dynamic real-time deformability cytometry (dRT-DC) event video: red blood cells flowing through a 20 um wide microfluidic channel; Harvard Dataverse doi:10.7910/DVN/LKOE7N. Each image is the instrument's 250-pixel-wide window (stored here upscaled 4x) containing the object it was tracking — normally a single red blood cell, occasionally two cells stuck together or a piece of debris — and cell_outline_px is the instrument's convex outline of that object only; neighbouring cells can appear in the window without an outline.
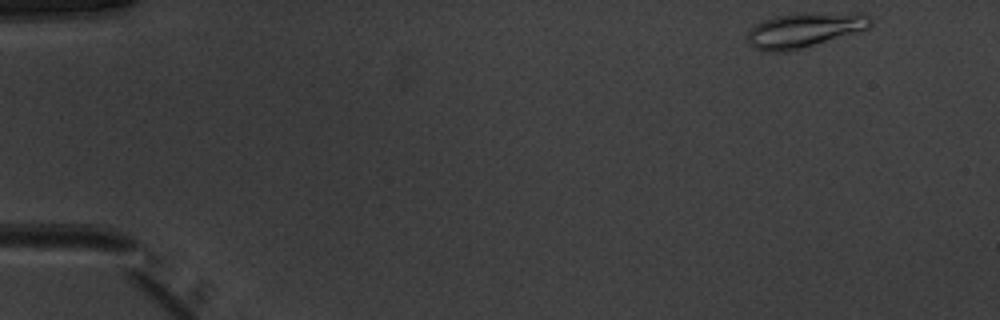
{"species": "common noctule bat (a hibernating species)", "species_latin": "Nyctalus noctula", "temperature_condition": "warm", "stored_images_in_passage": 48, "camera_frame_rate_fps": 3000, "um_per_image_px": 0.085, "animal": {"sex": "male", "body_mass_g": 20.1, "forearm_length_mm": 53.5}, "frame": {"image": 1, "passage_image": 1, "time_ms": 0.0, "image_size_px": [1000, 320], "cell_outline_px": [[872, 24], [868, 28], [860, 32], [788, 52], [768, 52], [752, 48], [748, 44], [748, 32], [756, 24], [772, 16], [868, 16], [872, 20]], "centroid_in_image_um": [68.24, 2.67], "position_along_channel_um": 16.8, "area_um2": 23.41}}
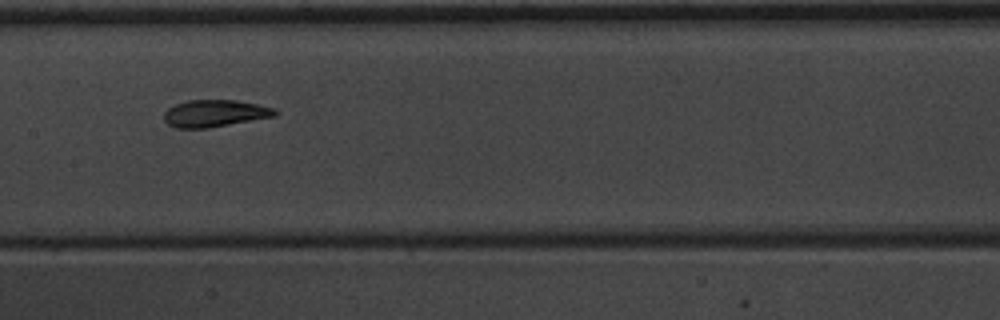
{"frame": {"image": 2, "passage_image": 23, "time_ms": 7.333, "image_size_px": [1000, 320], "cell_outline_px": [[276, 116], [208, 128], [176, 128], [168, 124], [164, 120], [164, 112], [168, 108], [176, 104], [188, 100], [236, 100], [256, 104], [272, 108], [276, 112]], "centroid_in_image_um": [18.21, 9.64], "position_along_channel_um": 189.2, "area_um2": 17.34}}
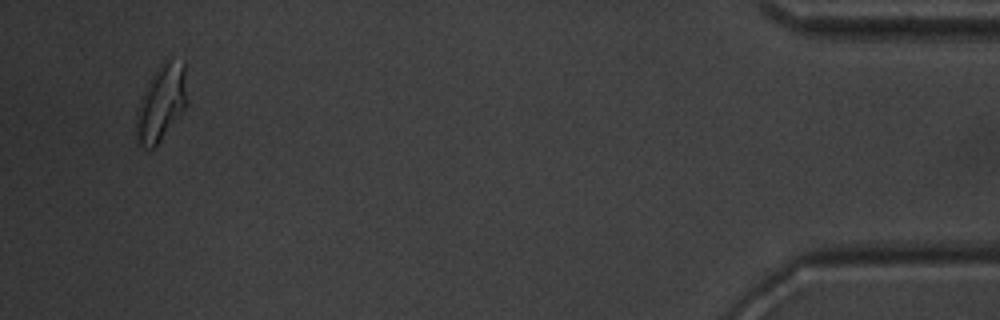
{"frame": {"image": 3, "passage_image": 46, "time_ms": 15.0, "image_size_px": [1000, 320], "cell_outline_px": [[184, 108], [180, 116], [160, 140], [152, 148], [136, 148], [136, 112], [140, 100], [152, 76], [164, 56], [184, 60]], "centroid_in_image_um": [13.65, 8.74], "position_along_channel_um": 421.5, "area_um2": 22.37}, "authors_computed_cell_mechanics": {"area_um2": 18.2937, "velocity_mm_per_s": 3.9622, "shape_relaxation_time_tau1_ms": 3.4473, "shape_relaxation_time_tau2_ms": 1.2585, "deformation_change_tau1": 0.1653, "deformation_change_tau2": 0.0821}}